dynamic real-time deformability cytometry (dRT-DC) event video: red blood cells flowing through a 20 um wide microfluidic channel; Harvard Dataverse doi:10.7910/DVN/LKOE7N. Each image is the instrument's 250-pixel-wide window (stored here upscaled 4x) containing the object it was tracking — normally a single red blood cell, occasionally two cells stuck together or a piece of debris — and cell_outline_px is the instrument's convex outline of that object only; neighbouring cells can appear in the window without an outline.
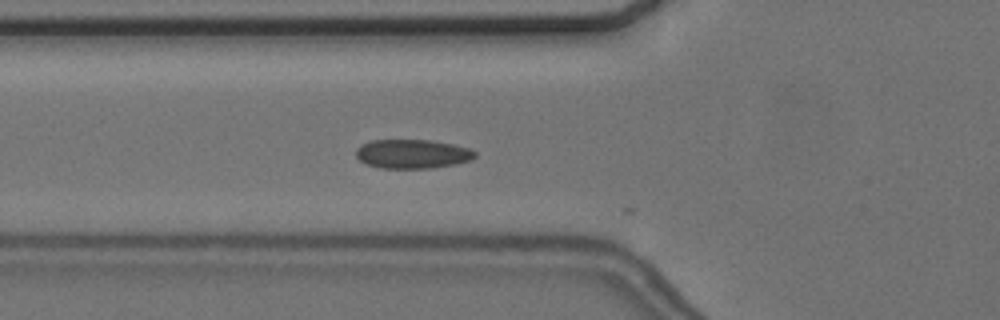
{"species": "common noctule bat (a hibernating species)", "species_latin": "Nyctalus noctula", "temperature_condition": "cold", "stored_images_in_passage": 16, "camera_frame_rate_fps": 3000, "um_per_image_px": 0.085, "animal": {"sex": "female", "body_mass_g": 24.6, "forearm_length_mm": 56.2}, "frame": {"image": 1, "passage_image": 5, "time_ms": 1.333, "image_size_px": [1000, 320], "cell_outline_px": [[476, 156], [472, 160], [456, 164], [432, 168], [380, 168], [368, 164], [360, 160], [356, 156], [356, 148], [360, 144], [372, 140], [428, 140], [452, 144], [468, 148], [476, 152]], "centroid_in_image_um": [35.05, 13.08], "position_along_channel_um": 90.7, "area_um2": 20.17}}
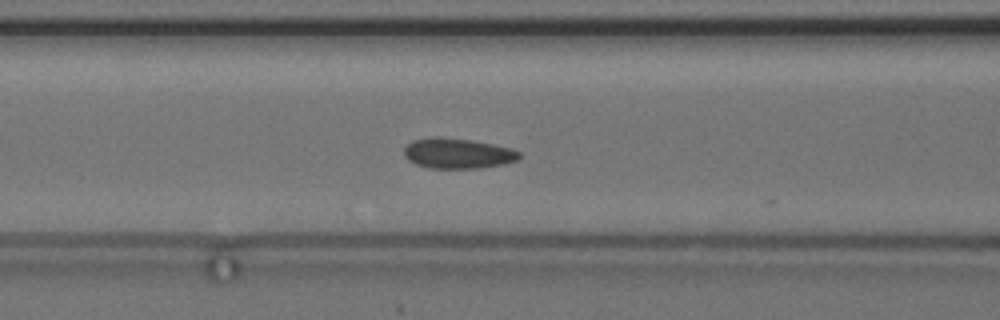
{"frame": {"image": 2, "passage_image": 8, "time_ms": 2.333, "image_size_px": [1000, 320], "cell_outline_px": [[520, 156], [516, 160], [504, 164], [480, 168], [428, 168], [416, 164], [408, 160], [404, 156], [404, 148], [412, 140], [432, 136], [440, 136], [468, 140], [492, 144], [512, 148], [520, 152]], "centroid_in_image_um": [38.87, 13.03], "position_along_channel_um": 127.7, "area_um2": 20.4}}